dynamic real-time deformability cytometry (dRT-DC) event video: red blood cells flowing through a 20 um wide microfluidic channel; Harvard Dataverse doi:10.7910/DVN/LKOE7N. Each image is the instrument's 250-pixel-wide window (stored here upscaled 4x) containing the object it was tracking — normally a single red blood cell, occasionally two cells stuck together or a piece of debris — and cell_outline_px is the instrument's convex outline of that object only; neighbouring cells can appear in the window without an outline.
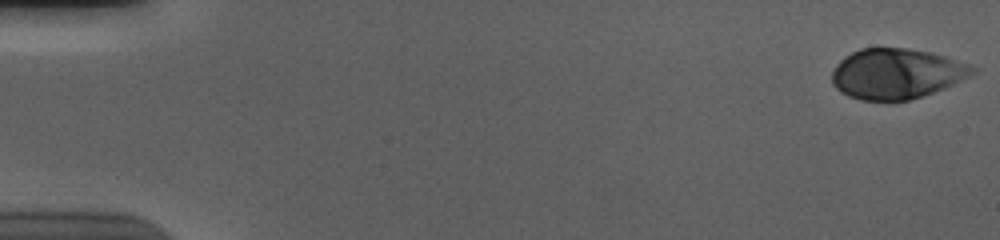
{"species": "human", "species_latin": "Homo sapiens", "temperature_condition": "cold", "stored_images_in_passage": 56, "camera_frame_rate_fps": 3000, "um_per_image_px": 0.085, "donor": {"sex": "male"}, "frame": {"image": 1, "passage_image": 1, "time_ms": 0.0, "image_size_px": [1000, 240], "cell_outline_px": [[976, 72], [972, 76], [944, 88], [908, 100], [860, 100], [848, 96], [840, 92], [832, 84], [832, 72], [836, 64], [844, 56], [860, 48], [908, 48], [928, 52], [944, 56], [968, 64], [976, 68]], "centroid_in_image_um": [76.18, 6.26], "position_along_channel_um": 8.8, "area_um2": 41.1}}
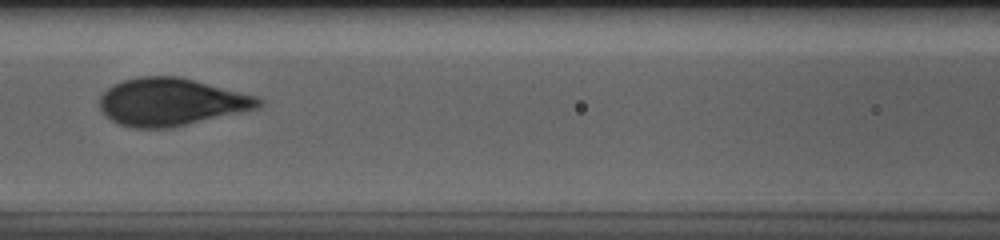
{"frame": {"image": 2, "passage_image": 26, "time_ms": 8.333, "image_size_px": [1000, 240], "cell_outline_px": [[264, 104], [260, 108], [168, 128], [132, 128], [120, 124], [112, 120], [100, 108], [100, 96], [112, 84], [124, 80], [140, 76], [180, 76], [260, 96], [264, 100]], "centroid_in_image_um": [14.61, 8.65], "position_along_channel_um": 152.0, "area_um2": 44.22}}
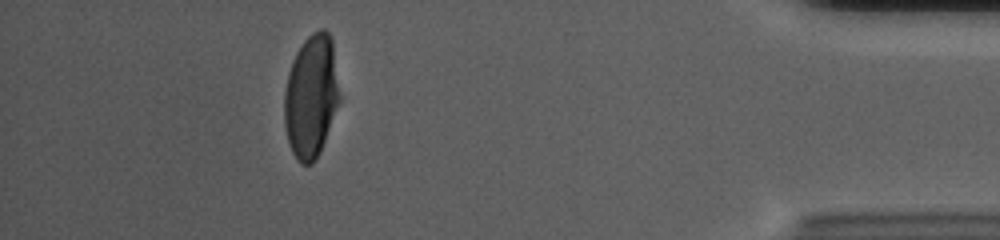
{"frame": {"image": 3, "passage_image": 51, "time_ms": 16.667, "image_size_px": [1000, 240], "cell_outline_px": [[340, 100], [320, 152], [316, 160], [312, 164], [300, 164], [292, 152], [288, 144], [284, 124], [284, 92], [288, 72], [292, 60], [296, 52], [304, 40], [312, 32], [320, 28], [324, 28], [328, 32], [332, 40], [340, 96]], "centroid_in_image_um": [26.43, 8.19], "position_along_channel_um": 408.8, "area_um2": 39.88}, "authors_computed_cell_mechanics": {"area_um2": 42.6275, "velocity_mm_per_s": 3.6747, "shape_relaxation_time_tau1_ms": 3.4235, "shape_relaxation_time_tau2_ms": null, "deformation_change_tau1": 0.1755, "deformation_change_tau2": null}}